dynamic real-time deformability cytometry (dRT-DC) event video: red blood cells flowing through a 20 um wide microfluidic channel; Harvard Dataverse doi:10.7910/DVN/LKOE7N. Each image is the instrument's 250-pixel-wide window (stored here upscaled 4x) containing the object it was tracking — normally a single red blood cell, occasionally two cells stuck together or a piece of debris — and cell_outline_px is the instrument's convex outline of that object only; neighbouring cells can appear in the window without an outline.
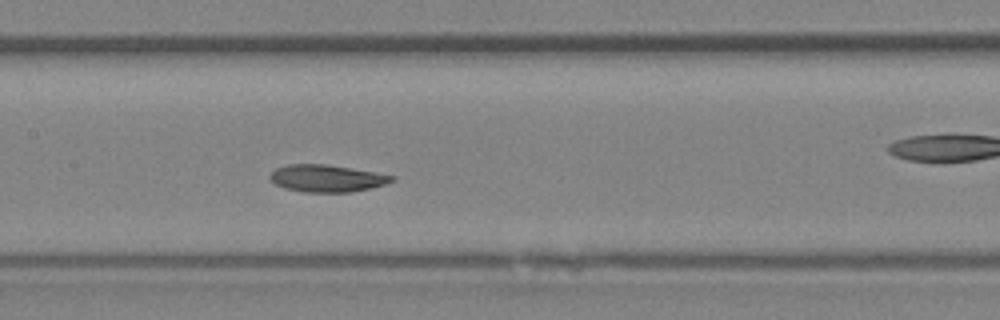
{"species": "Egyptian fruit bat (a non-hibernating species)", "species_latin": "Rousettus aegyptiacus", "temperature_condition": "room temperature", "stored_images_in_passage": 39, "camera_frame_rate_fps": 3000, "um_per_image_px": 0.085, "animal": {"sex": "female"}, "frame": {"image": 1, "passage_image": 17, "time_ms": 5.333, "image_size_px": [1000, 320], "cell_outline_px": [[396, 180], [384, 184], [352, 192], [304, 192], [284, 188], [276, 184], [268, 176], [276, 168], [288, 164], [328, 164], [352, 168], [396, 176]], "centroid_in_image_um": [27.78, 15.15], "position_along_channel_um": 179.6, "area_um2": 19.25}}
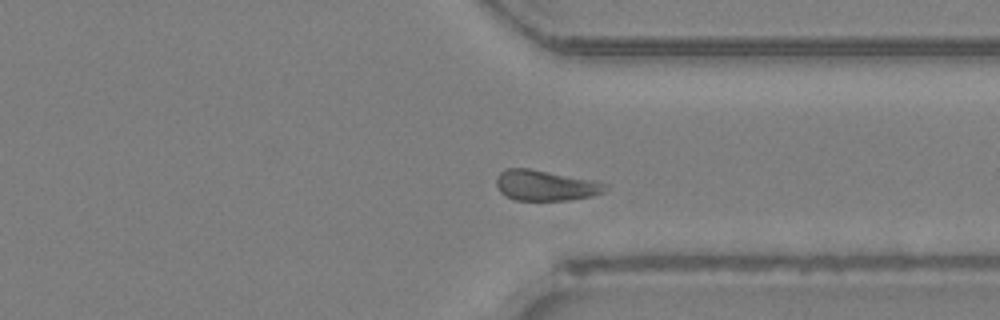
{"frame": {"image": 2, "passage_image": 28, "time_ms": 9.0, "image_size_px": [1000, 320], "cell_outline_px": [[608, 188], [604, 192], [592, 196], [568, 200], [516, 200], [500, 192], [496, 184], [496, 176], [504, 168], [528, 168], [600, 180], [608, 184]], "centroid_in_image_um": [46.42, 15.74], "position_along_channel_um": 365.0, "area_um2": 19.77}}